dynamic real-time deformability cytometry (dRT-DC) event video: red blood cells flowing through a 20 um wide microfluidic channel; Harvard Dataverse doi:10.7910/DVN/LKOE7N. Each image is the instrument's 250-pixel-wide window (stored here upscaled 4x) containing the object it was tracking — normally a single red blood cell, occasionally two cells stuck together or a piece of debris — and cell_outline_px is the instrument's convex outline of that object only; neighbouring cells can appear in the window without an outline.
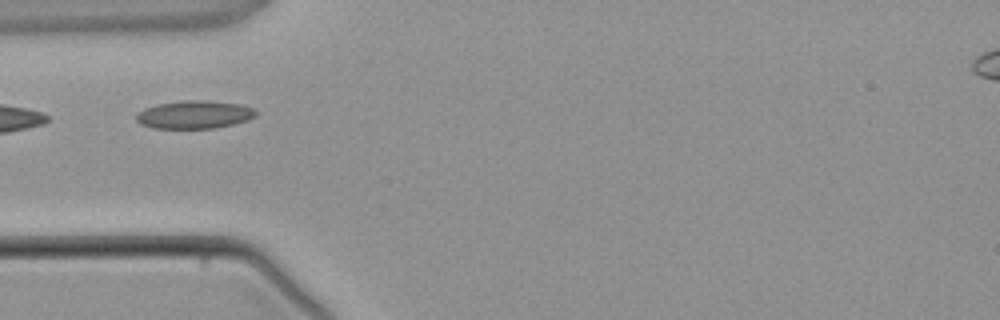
{"species": "common noctule bat (a hibernating species)", "species_latin": "Nyctalus noctula", "temperature_condition": "warm", "stored_images_in_passage": 3, "camera_frame_rate_fps": 3000, "um_per_image_px": 0.085, "animal": {"sex": "male", "body_mass_g": 21.5, "forearm_length_mm": 52.0}, "frame": {"image": 1, "passage_image": 3, "time_ms": 2.333, "image_size_px": [1000, 320], "cell_outline_px": [[256, 116], [248, 120], [216, 128], [152, 128], [140, 124], [136, 120], [136, 112], [144, 108], [156, 104], [184, 100], [204, 100], [240, 104], [256, 108]], "centroid_in_image_um": [16.51, 9.73], "position_along_channel_um": 68.5, "area_um2": 19.71}}